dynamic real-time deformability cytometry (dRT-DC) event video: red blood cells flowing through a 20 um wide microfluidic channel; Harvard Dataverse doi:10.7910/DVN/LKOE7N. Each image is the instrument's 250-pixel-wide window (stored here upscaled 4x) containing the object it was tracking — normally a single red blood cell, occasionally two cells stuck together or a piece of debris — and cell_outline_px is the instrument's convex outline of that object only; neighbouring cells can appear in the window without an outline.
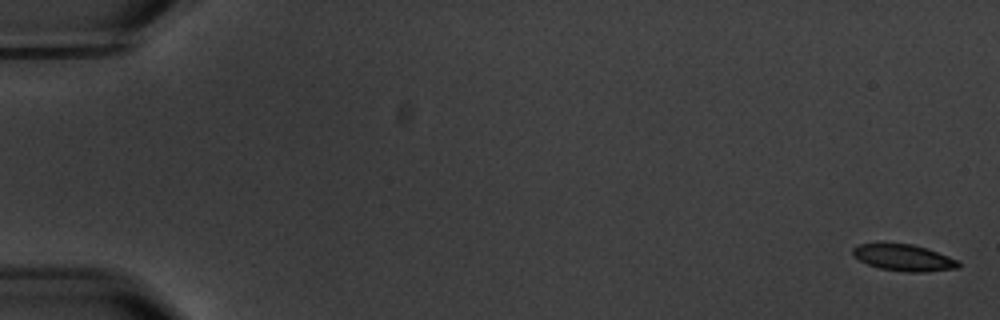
{"species": "common noctule bat (a hibernating species)", "species_latin": "Nyctalus noctula", "temperature_condition": "warm", "stored_images_in_passage": 16, "segment_of_instrument_passage": [1, 2], "camera_frame_rate_fps": 3000, "um_per_image_px": 0.085, "animal": {"sex": "male", "body_mass_g": 20.1, "forearm_length_mm": 53.5}, "frame": {"image": 1, "passage_image": 1, "time_ms": 0.0, "image_size_px": [1000, 320], "cell_outline_px": [[960, 268], [924, 272], [908, 272], [880, 268], [868, 264], [852, 256], [852, 248], [860, 244], [884, 240], [912, 244], [960, 260]], "centroid_in_image_um": [76.77, 21.86], "position_along_channel_um": 8.2, "area_um2": 16.88}}
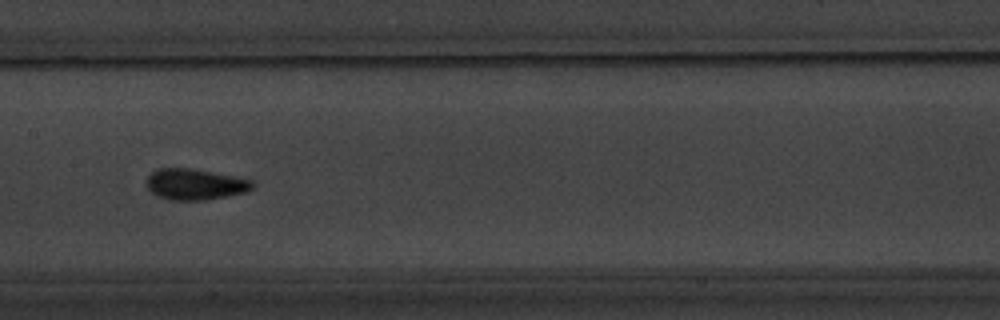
{"frame": {"image": 2, "passage_image": 8, "time_ms": 9.667, "image_size_px": [1000, 320], "cell_outline_px": [[256, 184], [248, 192], [228, 196], [204, 200], [172, 200], [156, 196], [148, 188], [148, 176], [156, 168], [192, 168], [252, 180]], "centroid_in_image_um": [16.6, 15.67], "position_along_channel_um": 190.8, "area_um2": 19.13}}
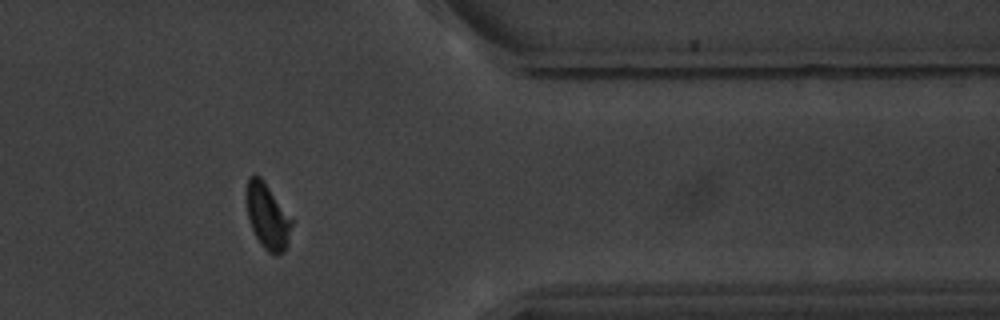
{"frame": {"image": 3, "passage_image": 13, "time_ms": 15.667, "image_size_px": [1000, 320], "cell_outline_px": [[292, 224], [288, 244], [284, 252], [276, 256], [268, 252], [260, 244], [248, 220], [244, 196], [248, 176], [256, 172], [264, 180], [292, 220]], "centroid_in_image_um": [22.69, 18.35], "position_along_channel_um": 388.7, "area_um2": 17.69}}